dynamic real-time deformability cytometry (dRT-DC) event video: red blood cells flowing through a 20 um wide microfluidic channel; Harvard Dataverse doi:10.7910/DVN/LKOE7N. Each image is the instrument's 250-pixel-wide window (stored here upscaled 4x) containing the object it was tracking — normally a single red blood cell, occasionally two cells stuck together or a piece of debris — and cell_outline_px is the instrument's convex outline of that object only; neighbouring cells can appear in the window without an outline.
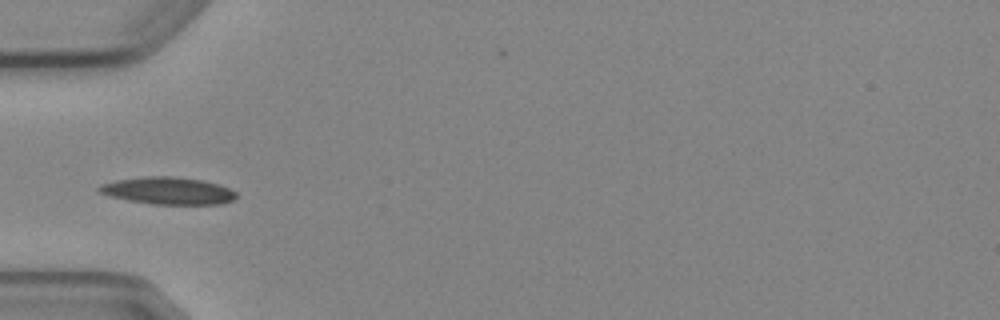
{"species": "Egyptian fruit bat (a non-hibernating species)", "species_latin": "Rousettus aegyptiacus", "temperature_condition": "cold", "stored_images_in_passage": 5, "camera_frame_rate_fps": 3000, "um_per_image_px": 0.085, "animal": {"sex": "female"}, "frame": {"image": 1, "passage_image": 5, "time_ms": 5.333, "image_size_px": [1000, 320], "cell_outline_px": [[236, 196], [232, 200], [224, 204], [152, 204], [128, 200], [108, 196], [100, 192], [96, 188], [100, 184], [116, 180], [144, 176], [176, 176], [200, 180], [216, 184], [228, 188], [236, 192]], "centroid_in_image_um": [14.24, 16.21], "position_along_channel_um": 70.8, "area_um2": 21.73}}